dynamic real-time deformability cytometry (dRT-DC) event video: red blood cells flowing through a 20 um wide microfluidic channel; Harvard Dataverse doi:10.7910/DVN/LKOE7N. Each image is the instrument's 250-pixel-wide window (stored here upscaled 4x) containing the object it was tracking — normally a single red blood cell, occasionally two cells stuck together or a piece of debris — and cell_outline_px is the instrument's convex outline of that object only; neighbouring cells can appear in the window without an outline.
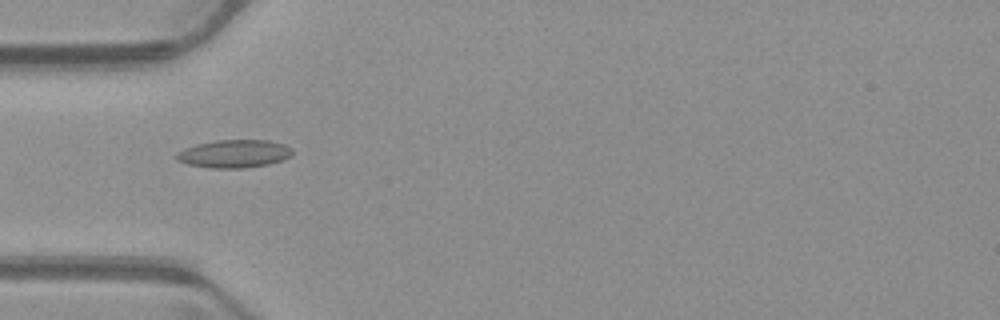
{"species": "common noctule bat (a hibernating species)", "species_latin": "Nyctalus noctula", "temperature_condition": "warm", "stored_images_in_passage": 42, "camera_frame_rate_fps": 3000, "um_per_image_px": 0.085, "animal": {"sex": "male", "body_mass_g": 23.1, "forearm_length_mm": 52.7}, "frame": {"image": 1, "passage_image": 7, "time_ms": 2.0, "image_size_px": [1000, 320], "cell_outline_px": [[292, 156], [284, 160], [268, 164], [244, 168], [212, 168], [188, 164], [176, 160], [176, 152], [184, 148], [196, 144], [216, 140], [268, 140], [284, 144], [292, 148]], "centroid_in_image_um": [19.91, 13.06], "position_along_channel_um": 65.1, "area_um2": 19.02}}
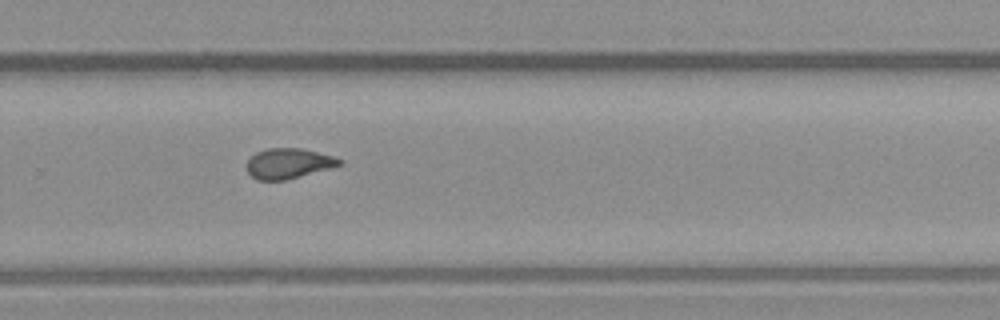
{"frame": {"image": 2, "passage_image": 25, "time_ms": 8.0, "image_size_px": [1000, 320], "cell_outline_px": [[344, 164], [332, 168], [284, 180], [256, 180], [248, 172], [244, 164], [256, 152], [268, 148], [300, 148], [332, 156], [344, 160]], "centroid_in_image_um": [24.52, 13.89], "position_along_channel_um": 305.3, "area_um2": 16.42}}
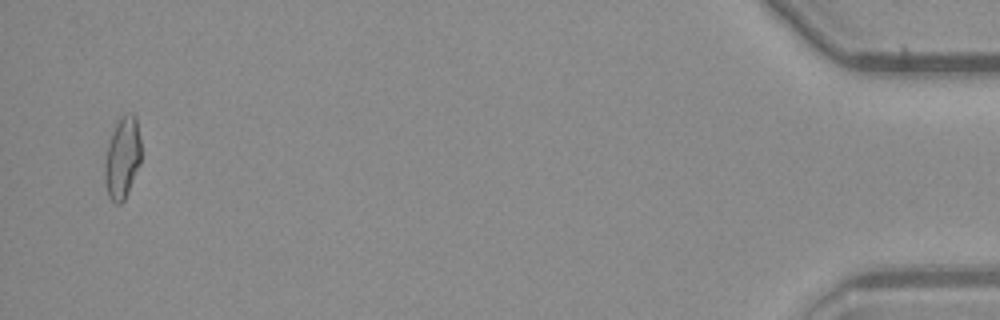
{"frame": {"image": 3, "passage_image": 41, "time_ms": 13.333, "image_size_px": [1000, 320], "cell_outline_px": [[140, 164], [128, 192], [124, 200], [120, 204], [116, 204], [108, 196], [104, 180], [104, 160], [108, 144], [112, 132], [120, 116], [124, 112], [132, 112], [136, 116], [140, 140]], "centroid_in_image_um": [10.39, 13.39], "position_along_channel_um": 424.8, "area_um2": 17.51}, "authors_computed_cell_mechanics": {"area_um2": 17.0221, "velocity_mm_per_s": 4.003, "shape_relaxation_time_tau1_ms": null, "shape_relaxation_time_tau2_ms": 2.3195, "deformation_change_tau1": null, "deformation_change_tau2": 0.084}}